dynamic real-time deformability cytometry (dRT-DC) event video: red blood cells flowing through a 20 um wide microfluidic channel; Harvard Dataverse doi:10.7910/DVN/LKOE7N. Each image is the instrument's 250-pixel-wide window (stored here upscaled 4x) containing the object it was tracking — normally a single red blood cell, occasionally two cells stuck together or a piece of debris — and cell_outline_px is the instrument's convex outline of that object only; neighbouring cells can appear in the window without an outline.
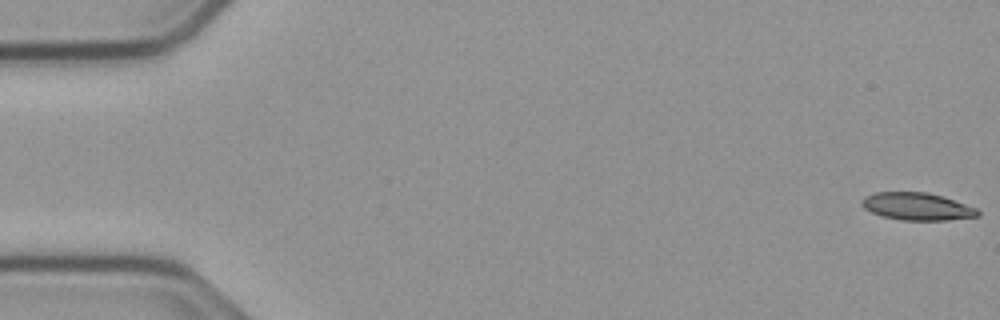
{"species": "common noctule bat (a hibernating species)", "species_latin": "Nyctalus noctula", "temperature_condition": "cold", "stored_images_in_passage": 10, "camera_frame_rate_fps": 3000, "um_per_image_px": 0.085, "animal": {"sex": "male", "body_mass_g": 23.1, "forearm_length_mm": 52.7}, "frame": {"image": 1, "passage_image": 1, "time_ms": 0.0, "image_size_px": [1000, 320], "cell_outline_px": [[980, 216], [948, 220], [904, 220], [880, 216], [864, 208], [860, 204], [860, 200], [864, 196], [876, 192], [928, 192], [944, 196], [976, 208], [980, 212]], "centroid_in_image_um": [77.94, 17.54], "position_along_channel_um": 7.1, "area_um2": 18.73}}